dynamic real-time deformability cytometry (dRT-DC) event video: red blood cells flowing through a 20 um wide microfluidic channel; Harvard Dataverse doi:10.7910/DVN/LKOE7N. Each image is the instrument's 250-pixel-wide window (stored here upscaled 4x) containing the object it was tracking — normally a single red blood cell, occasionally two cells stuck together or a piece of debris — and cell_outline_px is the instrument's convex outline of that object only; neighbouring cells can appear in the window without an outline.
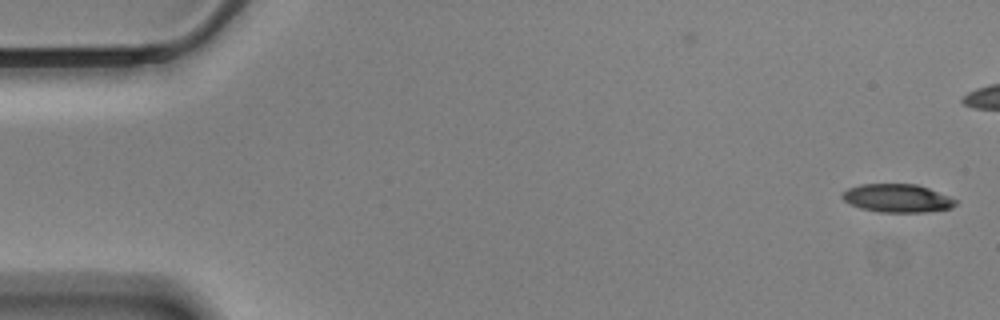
{"species": "Egyptian fruit bat (a non-hibernating species)", "species_latin": "Rousettus aegyptiacus", "temperature_condition": "cold", "stored_images_in_passage": 49, "camera_frame_rate_fps": 3000, "um_per_image_px": 0.085, "animal": {"sex": "male"}, "frame": {"image": 1, "passage_image": 1, "time_ms": 0.0, "image_size_px": [1000, 320], "cell_outline_px": [[956, 204], [952, 208], [924, 212], [880, 212], [860, 208], [844, 200], [840, 196], [840, 192], [848, 188], [860, 184], [916, 184], [928, 188], [948, 196], [956, 200]], "centroid_in_image_um": [76.23, 16.84], "position_along_channel_um": 8.8, "area_um2": 18.61}}
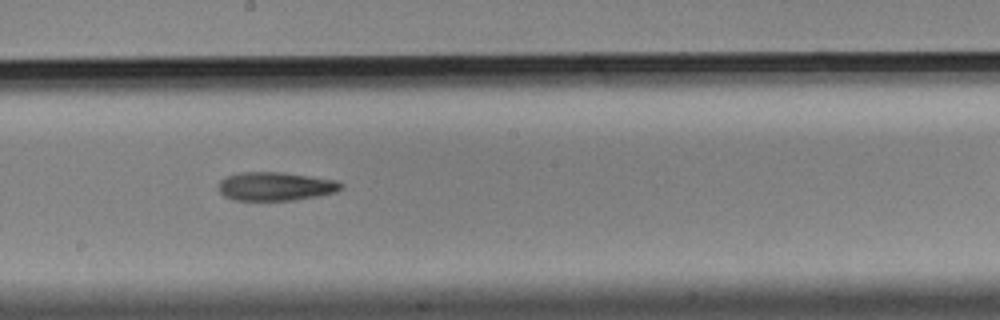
{"frame": {"image": 2, "passage_image": 31, "time_ms": 10.0, "image_size_px": [1000, 320], "cell_outline_px": [[344, 188], [336, 192], [320, 196], [292, 200], [236, 200], [224, 196], [220, 192], [220, 180], [228, 176], [240, 172], [280, 172], [336, 180], [344, 184]], "centroid_in_image_um": [23.47, 15.84], "position_along_channel_um": 224.7, "area_um2": 20.35}}
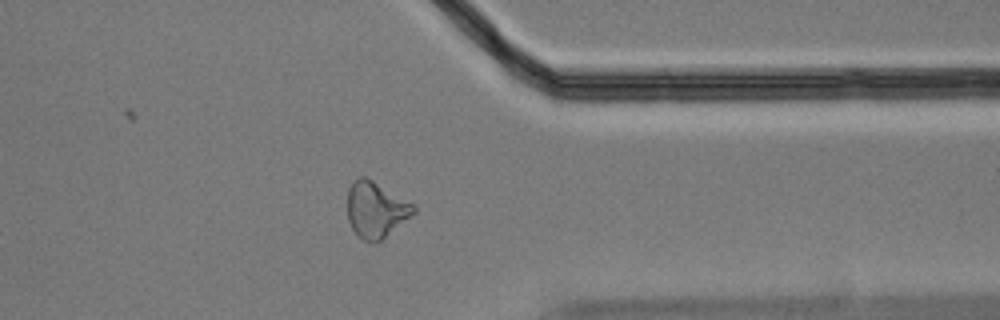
{"frame": {"image": 3, "passage_image": 45, "time_ms": 14.667, "image_size_px": [1000, 320], "cell_outline_px": [[416, 212], [376, 244], [360, 240], [356, 236], [348, 220], [348, 188], [352, 180], [360, 176], [364, 176], [372, 180], [416, 204]], "centroid_in_image_um": [31.94, 17.83], "position_along_channel_um": 379.5, "area_um2": 21.91}}